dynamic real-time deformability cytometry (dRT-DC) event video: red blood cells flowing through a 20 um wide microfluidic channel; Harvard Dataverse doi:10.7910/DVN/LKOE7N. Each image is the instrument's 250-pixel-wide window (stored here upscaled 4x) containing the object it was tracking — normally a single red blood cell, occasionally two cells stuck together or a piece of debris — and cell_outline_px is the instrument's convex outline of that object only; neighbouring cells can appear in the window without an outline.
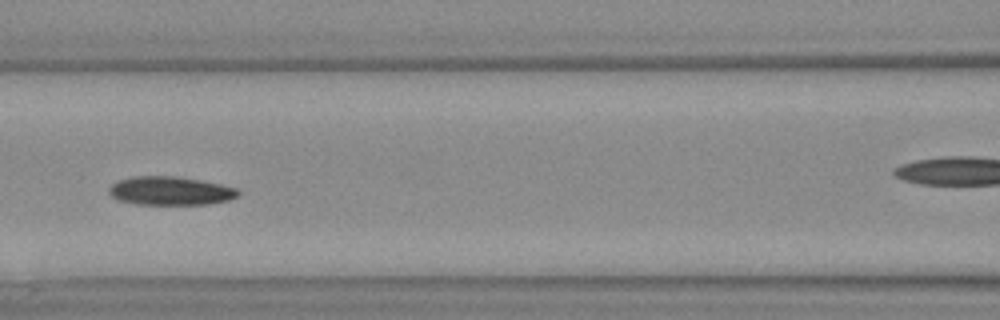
{"species": "Egyptian fruit bat (a non-hibernating species)", "species_latin": "Rousettus aegyptiacus", "temperature_condition": "warm", "stored_images_in_passage": 21, "camera_frame_rate_fps": 3000, "um_per_image_px": 0.085, "animal": {"sex": "female"}, "frame": {"image": 1, "passage_image": 15, "time_ms": 4.667, "image_size_px": [1000, 320], "cell_outline_px": [[240, 192], [236, 196], [228, 200], [208, 204], [136, 204], [120, 200], [112, 196], [108, 192], [108, 188], [112, 184], [120, 180], [132, 176], [176, 176], [200, 180], [220, 184], [236, 188]], "centroid_in_image_um": [14.46, 16.21], "position_along_channel_um": 152.1, "area_um2": 21.33}}